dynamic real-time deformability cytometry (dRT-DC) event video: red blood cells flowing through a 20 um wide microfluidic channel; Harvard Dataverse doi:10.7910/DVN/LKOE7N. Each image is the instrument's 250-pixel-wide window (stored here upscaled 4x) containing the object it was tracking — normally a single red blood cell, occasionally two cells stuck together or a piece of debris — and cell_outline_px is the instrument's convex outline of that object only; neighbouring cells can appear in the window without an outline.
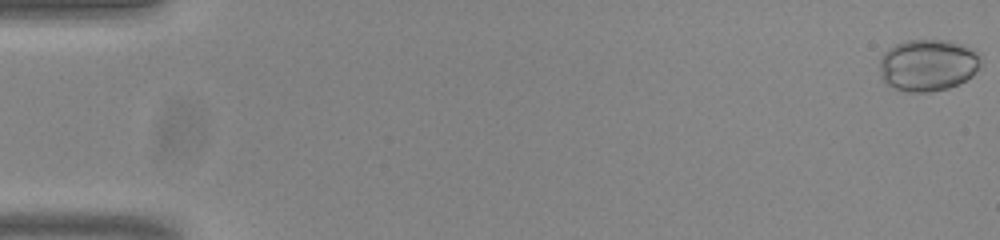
{"species": "common noctule bat (a hibernating species)", "species_latin": "Nyctalus noctula", "temperature_condition": "room temperature", "stored_images_in_passage": 17, "camera_frame_rate_fps": 3000, "um_per_image_px": 0.085, "animal": {"sex": "male", "body_mass_g": 20.0, "forearm_length_mm": 53.3}, "frame": {"image": 1, "passage_image": 1, "time_ms": 0.0, "image_size_px": [1000, 240], "cell_outline_px": [[980, 64], [972, 76], [948, 88], [928, 92], [904, 92], [888, 84], [884, 80], [880, 72], [880, 60], [884, 52], [888, 48], [896, 44], [908, 40], [948, 40], [972, 48], [980, 52]], "centroid_in_image_um": [78.87, 5.52], "position_along_channel_um": 6.1, "area_um2": 30.52}}